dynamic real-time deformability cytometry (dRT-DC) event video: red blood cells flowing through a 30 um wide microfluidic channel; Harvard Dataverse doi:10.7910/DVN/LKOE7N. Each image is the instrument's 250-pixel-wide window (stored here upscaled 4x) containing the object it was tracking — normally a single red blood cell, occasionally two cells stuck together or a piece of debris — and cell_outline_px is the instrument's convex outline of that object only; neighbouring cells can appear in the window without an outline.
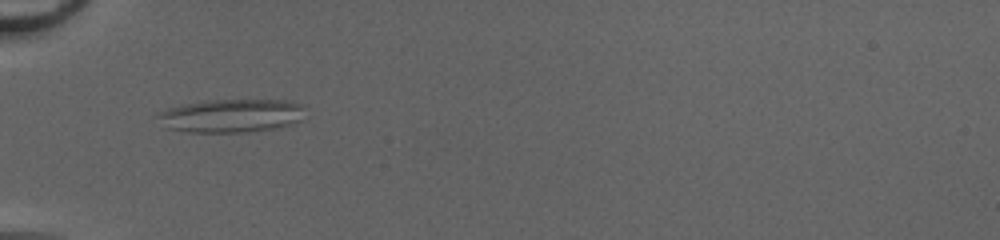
{"species": "common noctule bat (a hibernating species)", "species_latin": "Nyctalus noctula", "temperature_condition": "cold", "stored_images_in_passage": 40, "camera_frame_rate_fps": 3000, "um_per_image_px": 0.085, "animal": {"sex": "female", "body_mass_g": 20.0, "forearm_length_mm": 54.0}, "frame": {"image": 1, "passage_image": 7, "time_ms": 2.0, "image_size_px": [1000, 240], "cell_outline_px": [[304, 108], [300, 120], [288, 124], [272, 128], [248, 132], [188, 132], [168, 128], [156, 116], [160, 112], [168, 108], [184, 104], [208, 100], [284, 100], [300, 104]], "centroid_in_image_um": [19.63, 9.83], "position_along_channel_um": 65.4, "area_um2": 28.21}}
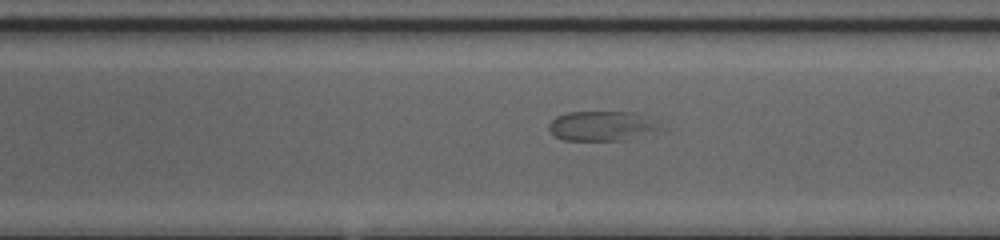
{"frame": {"image": 2, "passage_image": 20, "time_ms": 6.333, "image_size_px": [1000, 240], "cell_outline_px": [[656, 128], [624, 140], [564, 140], [556, 136], [548, 128], [548, 124], [556, 116], [568, 112], [636, 112], [652, 124]], "centroid_in_image_um": [50.92, 10.69], "position_along_channel_um": 238.1, "area_um2": 18.15}}
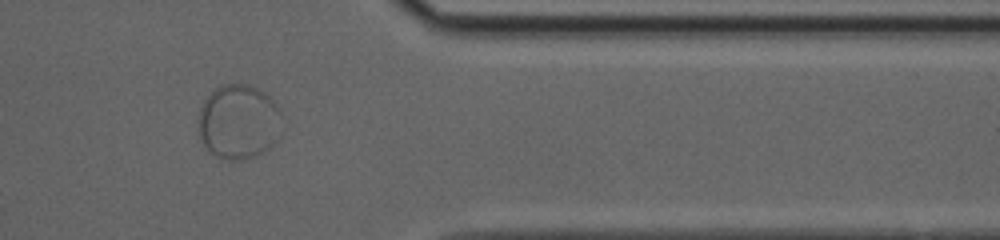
{"frame": {"image": 3, "passage_image": 32, "time_ms": 10.333, "image_size_px": [1000, 240], "cell_outline_px": [[280, 136], [268, 148], [252, 156], [236, 160], [228, 160], [216, 156], [200, 140], [200, 108], [204, 100], [220, 84], [248, 84], [264, 92], [280, 108]], "centroid_in_image_um": [20.29, 10.33], "position_along_channel_um": 391.1, "area_um2": 35.84}}